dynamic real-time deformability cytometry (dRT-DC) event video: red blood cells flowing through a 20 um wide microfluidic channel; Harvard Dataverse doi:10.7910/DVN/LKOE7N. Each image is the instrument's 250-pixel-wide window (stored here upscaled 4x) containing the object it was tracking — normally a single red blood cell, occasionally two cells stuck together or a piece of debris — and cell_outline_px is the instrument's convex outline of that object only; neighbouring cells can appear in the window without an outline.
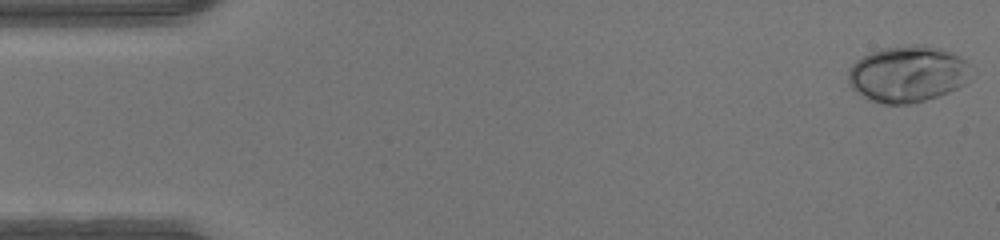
{"species": "human", "species_latin": "Homo sapiens", "temperature_condition": "warm", "stored_images_in_passage": 47, "camera_frame_rate_fps": 3000, "um_per_image_px": 0.085, "donor": {"sex": "male"}, "frame": {"image": 1, "passage_image": 1, "time_ms": 0.0, "image_size_px": [1000, 240], "cell_outline_px": [[968, 64], [964, 84], [948, 92], [924, 100], [908, 104], [884, 104], [868, 100], [856, 92], [852, 88], [848, 80], [848, 68], [856, 60], [880, 48], [908, 44], [924, 44], [940, 48], [952, 52], [964, 60]], "centroid_in_image_um": [77.07, 6.27], "position_along_channel_um": 7.9, "area_um2": 40.17}}
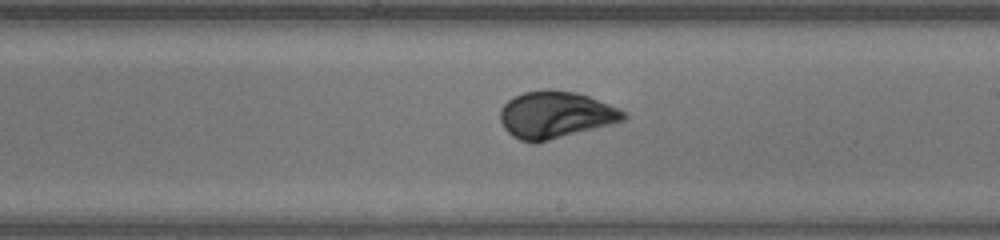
{"frame": {"image": 2, "passage_image": 27, "time_ms": 8.667, "image_size_px": [1000, 240], "cell_outline_px": [[628, 116], [624, 120], [536, 144], [520, 140], [512, 136], [504, 128], [500, 120], [500, 108], [508, 100], [524, 92], [576, 92], [588, 96], [628, 112]], "centroid_in_image_um": [47.2, 9.8], "position_along_channel_um": 241.8, "area_um2": 33.06}}
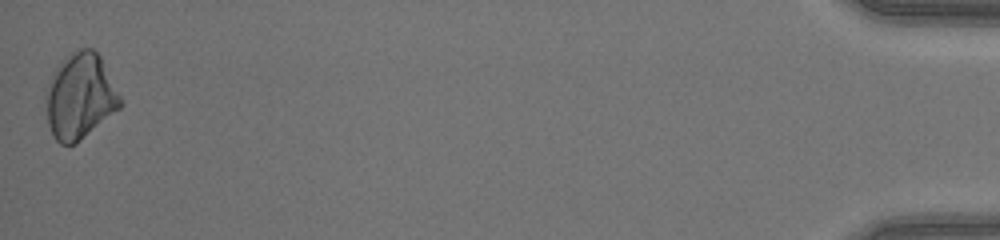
{"frame": {"image": 3, "passage_image": 47, "time_ms": 15.333, "image_size_px": [1000, 240], "cell_outline_px": [[124, 104], [120, 108], [76, 144], [60, 144], [56, 140], [48, 124], [44, 92], [56, 68], [72, 52], [80, 48], [92, 48], [100, 56], [124, 100]], "centroid_in_image_um": [6.83, 8.2], "position_along_channel_um": 428.4, "area_um2": 37.17}}